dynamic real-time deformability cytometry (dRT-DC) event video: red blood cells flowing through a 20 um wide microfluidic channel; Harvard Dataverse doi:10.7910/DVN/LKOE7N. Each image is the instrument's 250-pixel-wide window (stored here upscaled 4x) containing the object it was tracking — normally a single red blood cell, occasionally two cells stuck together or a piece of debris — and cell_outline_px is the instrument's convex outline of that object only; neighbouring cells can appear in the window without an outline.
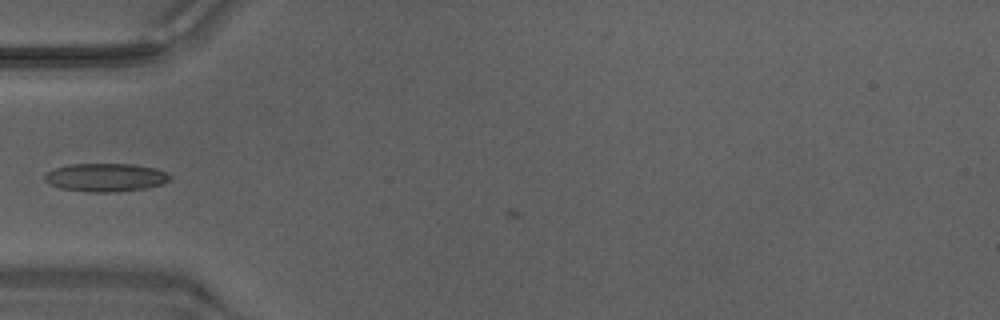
{"species": "Egyptian fruit bat (a non-hibernating species)", "species_latin": "Rousettus aegyptiacus", "temperature_condition": "warm", "stored_images_in_passage": 33, "camera_frame_rate_fps": 3000, "um_per_image_px": 0.085, "animal": {"sex": "male"}, "frame": {"image": 1, "passage_image": 4, "time_ms": 1.0, "image_size_px": [1000, 320], "cell_outline_px": [[172, 180], [160, 184], [144, 188], [116, 192], [88, 192], [60, 188], [48, 184], [44, 180], [44, 176], [48, 172], [56, 168], [68, 164], [132, 164], [156, 168], [168, 172], [172, 176]], "centroid_in_image_um": [9.0, 15.08], "position_along_channel_um": 76.0, "area_um2": 20.75}}
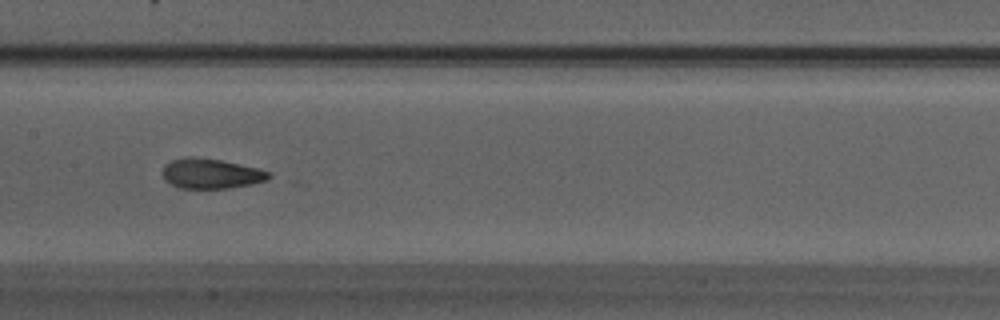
{"frame": {"image": 2, "passage_image": 12, "time_ms": 3.667, "image_size_px": [1000, 320], "cell_outline_px": [[272, 176], [268, 180], [252, 184], [228, 188], [180, 188], [164, 180], [164, 164], [172, 160], [188, 156], [220, 160], [256, 168], [272, 172]], "centroid_in_image_um": [17.96, 14.76], "position_along_channel_um": 189.4, "area_um2": 18.44}, "authors_computed_cell_mechanics": {"area_um2": 18.496, "velocity_mm_per_s": 4.2288, "shape_relaxation_time_tau1_ms": 5.4267, "shape_relaxation_time_tau2_ms": 1.3948, "deformation_change_tau1": 0.1544, "deformation_change_tau2": 0.0736}}